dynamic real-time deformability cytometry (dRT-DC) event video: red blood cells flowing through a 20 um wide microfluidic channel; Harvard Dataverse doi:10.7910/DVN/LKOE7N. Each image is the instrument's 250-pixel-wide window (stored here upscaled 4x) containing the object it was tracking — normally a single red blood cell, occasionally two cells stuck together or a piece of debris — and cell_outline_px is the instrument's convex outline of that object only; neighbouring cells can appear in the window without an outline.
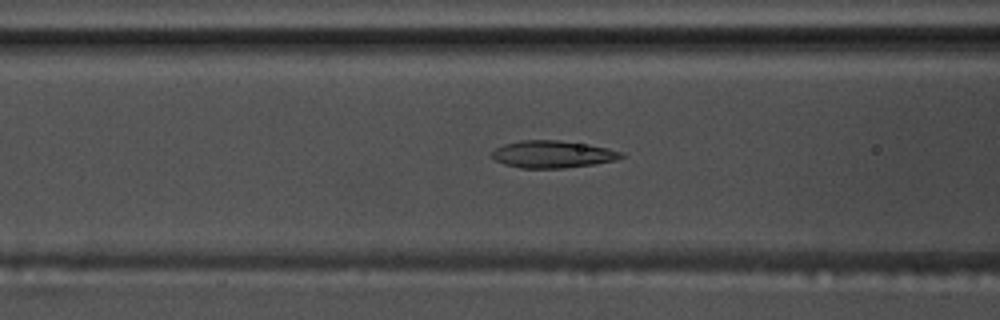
{"species": "common noctule bat (a hibernating species)", "species_latin": "Nyctalus noctula", "temperature_condition": "warm", "stored_images_in_passage": 48, "camera_frame_rate_fps": 3000, "um_per_image_px": 0.085, "animal": {"sex": "male", "body_mass_g": 17.5, "forearm_length_mm": 52.3}, "frame": {"image": 1, "passage_image": 15, "time_ms": 4.667, "image_size_px": [1000, 320], "cell_outline_px": [[624, 156], [616, 160], [596, 164], [564, 168], [520, 168], [504, 164], [496, 160], [492, 156], [492, 152], [496, 148], [504, 144], [520, 140], [560, 140], [588, 144], [608, 148], [624, 152]], "centroid_in_image_um": [47.01, 13.11], "position_along_channel_um": 119.6, "area_um2": 20.63}}
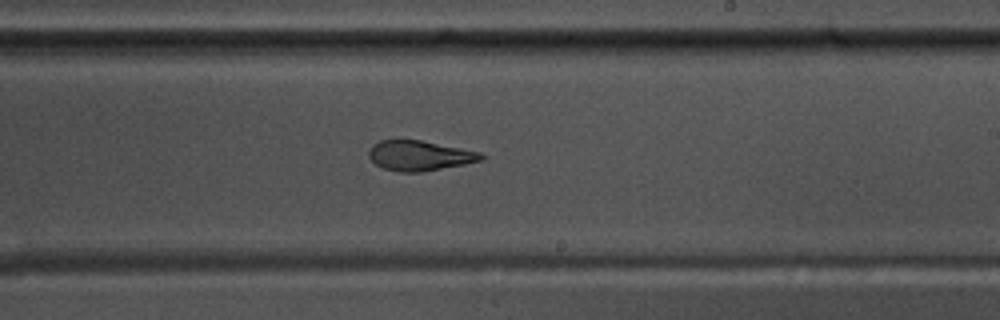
{"frame": {"image": 2, "passage_image": 26, "time_ms": 8.333, "image_size_px": [1000, 320], "cell_outline_px": [[484, 160], [464, 164], [420, 172], [400, 172], [384, 168], [376, 164], [368, 156], [368, 152], [372, 144], [380, 140], [420, 140], [480, 152], [484, 156]], "centroid_in_image_um": [35.64, 13.22], "position_along_channel_um": 253.4, "area_um2": 19.48}}
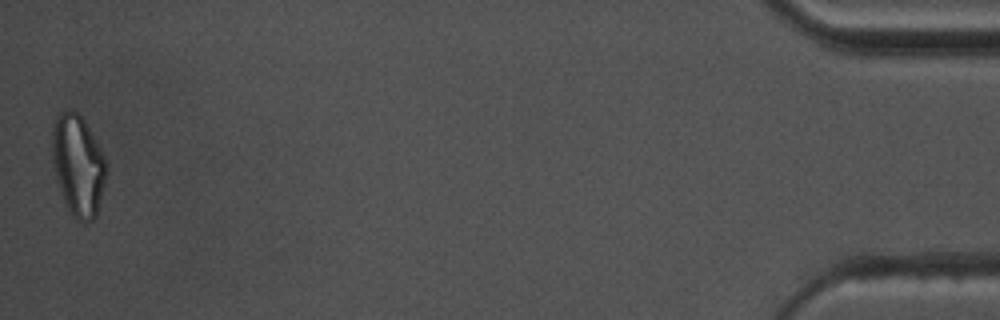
{"frame": {"image": 3, "passage_image": 48, "time_ms": 15.667, "image_size_px": [1000, 320], "cell_outline_px": [[104, 180], [96, 216], [92, 220], [84, 224], [76, 220], [68, 212], [56, 176], [52, 156], [52, 124], [56, 116], [60, 112], [72, 108], [84, 120], [100, 148], [104, 156]], "centroid_in_image_um": [6.59, 14.04], "position_along_channel_um": 428.6, "area_um2": 31.44}, "authors_computed_cell_mechanics": {"area_um2": 21.0103, "velocity_mm_per_s": 3.6599, "shape_relaxation_time_tau1_ms": null, "shape_relaxation_time_tau2_ms": 2.2167, "deformation_change_tau1": null, "deformation_change_tau2": 0.089}}